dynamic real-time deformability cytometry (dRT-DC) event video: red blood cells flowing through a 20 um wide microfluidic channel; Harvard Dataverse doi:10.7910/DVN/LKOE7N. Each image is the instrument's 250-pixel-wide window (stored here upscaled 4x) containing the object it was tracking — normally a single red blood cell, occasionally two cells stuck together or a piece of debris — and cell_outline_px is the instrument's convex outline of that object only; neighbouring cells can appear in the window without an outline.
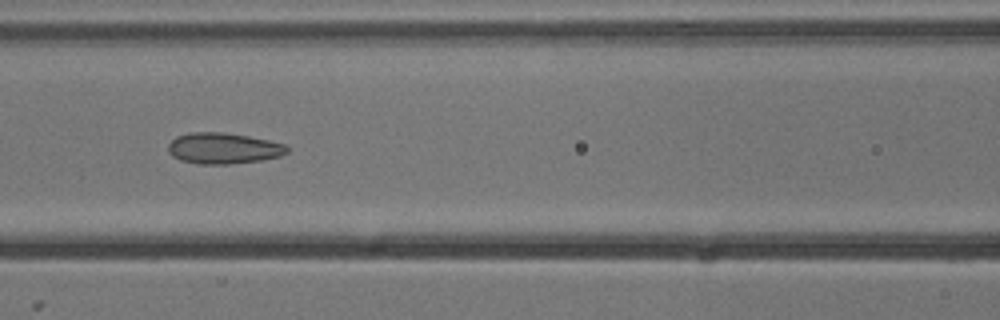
{"species": "common noctule bat (a hibernating species)", "species_latin": "Nyctalus noctula", "temperature_condition": "cold", "stored_images_in_passage": 13, "camera_frame_rate_fps": 3000, "um_per_image_px": 0.085, "animal": {"sex": "male", "body_mass_g": 13.3}, "frame": {"image": 1, "passage_image": 6, "time_ms": 1.667, "image_size_px": [1000, 320], "cell_outline_px": [[288, 152], [280, 156], [260, 160], [228, 164], [200, 164], [180, 160], [172, 156], [168, 152], [168, 144], [176, 136], [188, 132], [224, 132], [248, 136], [288, 144]], "centroid_in_image_um": [18.98, 12.6], "position_along_channel_um": 147.6, "area_um2": 21.62}}
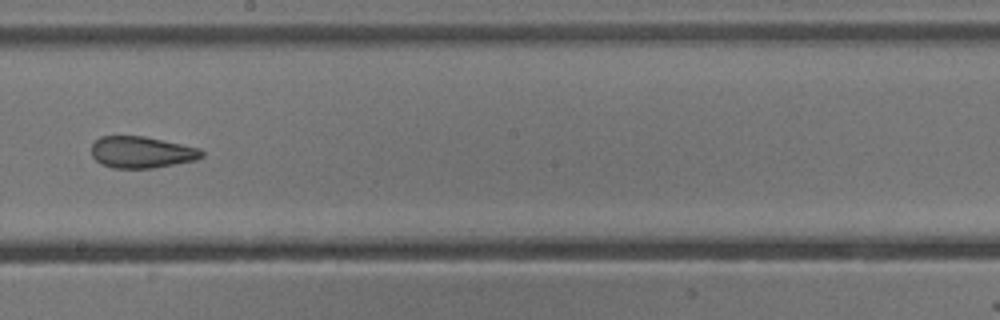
{"frame": {"image": 2, "passage_image": 8, "time_ms": 2.333, "image_size_px": [1000, 320], "cell_outline_px": [[204, 156], [196, 160], [152, 168], [112, 168], [100, 164], [92, 156], [92, 144], [100, 136], [144, 136], [200, 148], [204, 152]], "centroid_in_image_um": [12.03, 12.94], "position_along_channel_um": 236.2, "area_um2": 20.35}}
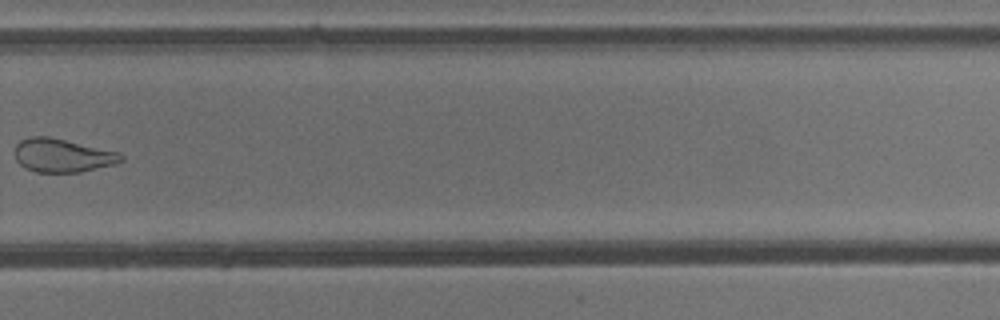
{"frame": {"image": 3, "passage_image": 10, "time_ms": 3.0, "image_size_px": [1000, 320], "cell_outline_px": [[124, 160], [116, 164], [80, 172], [36, 172], [24, 168], [16, 160], [16, 144], [20, 140], [32, 136], [48, 136], [120, 152], [124, 156]], "centroid_in_image_um": [5.33, 13.21], "position_along_channel_um": 324.5, "area_um2": 20.81}}